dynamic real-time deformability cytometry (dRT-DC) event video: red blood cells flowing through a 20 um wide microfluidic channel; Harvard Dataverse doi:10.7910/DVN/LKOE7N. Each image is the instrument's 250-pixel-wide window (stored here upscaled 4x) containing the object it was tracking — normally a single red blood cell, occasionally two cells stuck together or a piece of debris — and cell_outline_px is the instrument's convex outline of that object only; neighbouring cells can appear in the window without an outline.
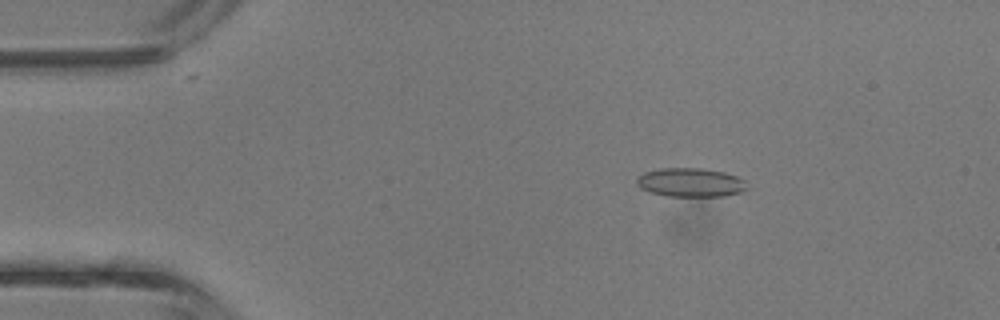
{"species": "common noctule bat (a hibernating species)", "species_latin": "Nyctalus noctula", "temperature_condition": "room temperature", "stored_images_in_passage": 3, "camera_frame_rate_fps": 3000, "um_per_image_px": 0.085, "animal": {"sex": "male", "body_mass_g": 13.3}, "frame": {"image": 1, "passage_image": 1, "time_ms": 0.0, "image_size_px": [1000, 320], "cell_outline_px": [[744, 188], [740, 192], [724, 196], [668, 196], [652, 192], [640, 188], [636, 184], [636, 180], [644, 172], [660, 168], [700, 168], [724, 172], [736, 176], [744, 180]], "centroid_in_image_um": [58.65, 15.5], "position_along_channel_um": 26.3, "area_um2": 18.26}}
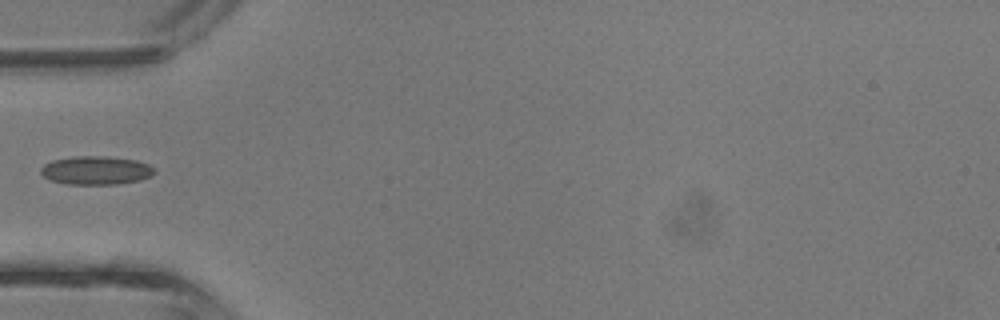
{"frame": {"image": 2, "passage_image": 3, "time_ms": 0.667, "image_size_px": [1000, 320], "cell_outline_px": [[156, 172], [140, 180], [116, 184], [68, 184], [52, 180], [44, 176], [40, 172], [40, 168], [44, 164], [52, 160], [76, 156], [100, 156], [136, 160], [148, 164]], "centroid_in_image_um": [8.13, 14.48], "position_along_channel_um": 76.9, "area_um2": 18.61}}